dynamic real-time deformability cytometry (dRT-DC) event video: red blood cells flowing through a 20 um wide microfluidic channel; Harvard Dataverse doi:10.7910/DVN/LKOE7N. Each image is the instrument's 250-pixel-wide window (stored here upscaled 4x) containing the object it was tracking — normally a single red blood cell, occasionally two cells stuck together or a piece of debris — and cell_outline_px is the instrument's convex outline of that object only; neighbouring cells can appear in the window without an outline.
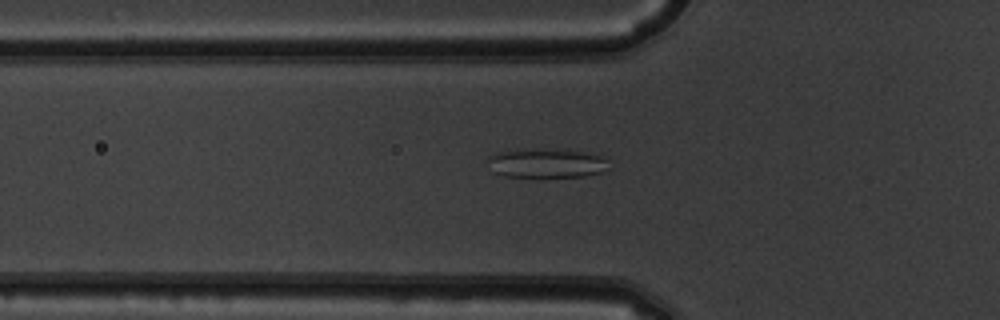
{"species": "common noctule bat (a hibernating species)", "species_latin": "Nyctalus noctula", "temperature_condition": "warm", "stored_images_in_passage": 51, "camera_frame_rate_fps": 3000, "um_per_image_px": 0.085, "animal": {"sex": "male", "body_mass_g": 19.5, "forearm_length_mm": 54.6}, "frame": {"image": 1, "passage_image": 18, "time_ms": 5.667, "image_size_px": [1000, 320], "cell_outline_px": [[608, 168], [600, 172], [584, 176], [540, 180], [504, 176], [492, 172], [484, 160], [488, 156], [500, 152], [520, 148], [564, 148], [600, 156], [608, 160]], "centroid_in_image_um": [46.36, 13.9], "position_along_channel_um": 79.4, "area_um2": 22.2}}
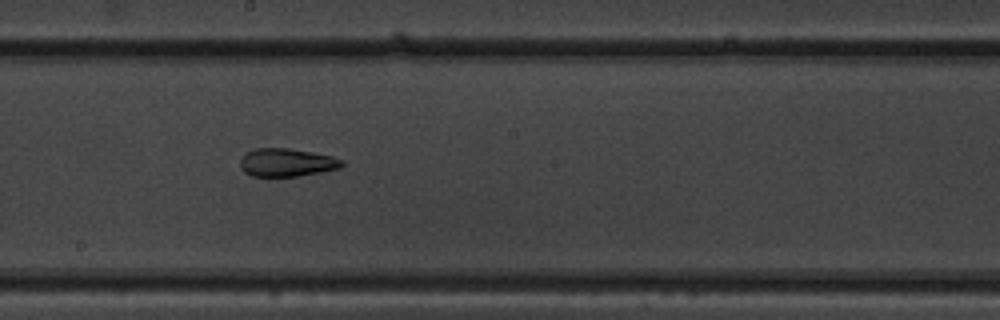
{"frame": {"image": 2, "passage_image": 29, "time_ms": 9.333, "image_size_px": [1000, 320], "cell_outline_px": [[344, 164], [340, 168], [320, 172], [296, 176], [252, 176], [244, 172], [240, 168], [240, 160], [244, 152], [256, 148], [288, 148], [312, 152], [332, 156], [344, 160]], "centroid_in_image_um": [24.35, 13.8], "position_along_channel_um": 223.9, "area_um2": 16.76}}
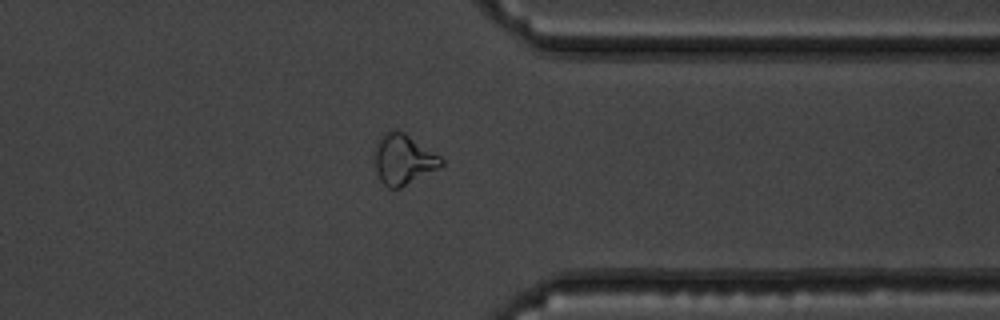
{"frame": {"image": 3, "passage_image": 41, "time_ms": 13.333, "image_size_px": [1000, 320], "cell_outline_px": [[444, 164], [400, 188], [388, 188], [380, 180], [376, 172], [376, 144], [380, 136], [388, 128], [396, 128], [404, 132], [440, 156], [444, 160]], "centroid_in_image_um": [34.26, 13.51], "position_along_channel_um": 377.1, "area_um2": 19.36}, "authors_computed_cell_mechanics": {"area_um2": 20.6346, "velocity_mm_per_s": 3.9291, "shape_relaxation_time_tau1_ms": null, "shape_relaxation_time_tau2_ms": 2.8369, "deformation_change_tau1": null, "deformation_change_tau2": 0.1161}}